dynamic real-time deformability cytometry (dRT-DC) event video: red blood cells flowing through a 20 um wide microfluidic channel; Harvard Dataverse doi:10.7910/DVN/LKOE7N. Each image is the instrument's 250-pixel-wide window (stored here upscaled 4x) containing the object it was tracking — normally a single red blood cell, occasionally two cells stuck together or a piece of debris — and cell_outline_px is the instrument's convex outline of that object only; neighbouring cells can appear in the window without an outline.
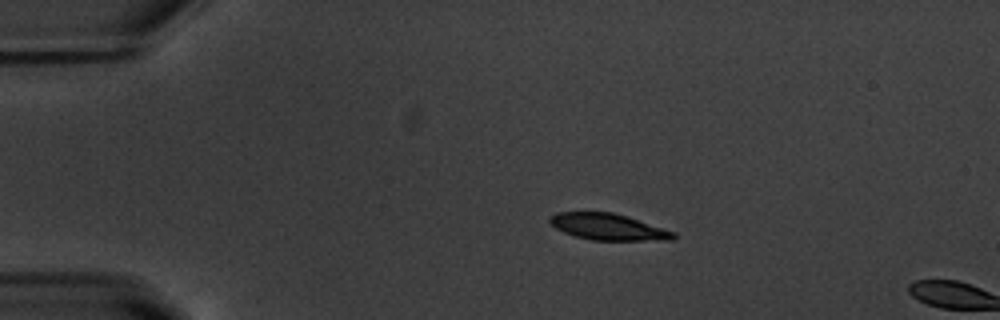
{"species": "common noctule bat (a hibernating species)", "species_latin": "Nyctalus noctula", "temperature_condition": "warm", "stored_images_in_passage": 14, "camera_frame_rate_fps": 3000, "um_per_image_px": 0.085, "animal": {"sex": "male", "body_mass_g": 20.1, "forearm_length_mm": 53.5}, "frame": {"image": 1, "passage_image": 12, "time_ms": 3.667, "image_size_px": [1000, 320], "cell_outline_px": [[676, 236], [672, 240], [592, 240], [576, 236], [564, 232], [556, 228], [548, 220], [556, 212], [612, 212], [628, 216], [676, 232]], "centroid_in_image_um": [51.73, 19.28], "position_along_channel_um": 33.3, "area_um2": 18.96}}